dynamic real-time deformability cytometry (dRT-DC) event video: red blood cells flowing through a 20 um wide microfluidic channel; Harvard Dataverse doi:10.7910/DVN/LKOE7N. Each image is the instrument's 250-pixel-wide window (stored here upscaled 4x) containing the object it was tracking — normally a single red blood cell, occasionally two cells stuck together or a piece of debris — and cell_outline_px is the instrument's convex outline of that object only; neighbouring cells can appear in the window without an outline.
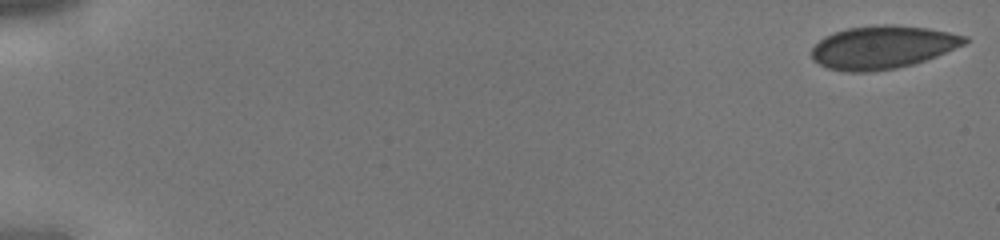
{"species": "human", "species_latin": "Homo sapiens", "temperature_condition": "cold", "stored_images_in_passage": 43, "camera_frame_rate_fps": 3000, "um_per_image_px": 0.085, "donor": {"sex": "male"}, "frame": {"image": 1, "passage_image": 1, "time_ms": 0.0, "image_size_px": [1000, 240], "cell_outline_px": [[968, 40], [964, 44], [936, 56], [912, 64], [896, 68], [872, 72], [848, 72], [828, 68], [812, 60], [812, 48], [824, 36], [848, 28], [876, 24], [892, 24], [928, 28], [968, 36]], "centroid_in_image_um": [75.0, 4.01], "position_along_channel_um": 10.0, "area_um2": 38.26}}
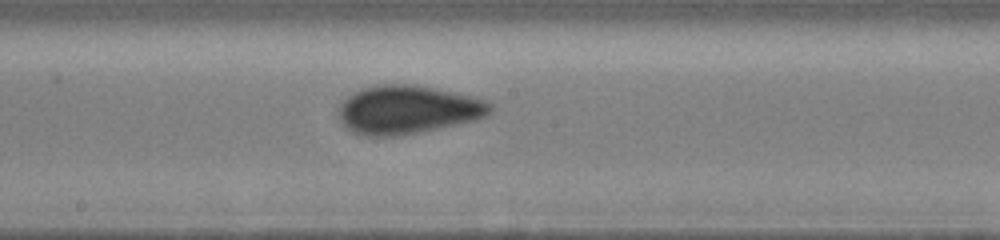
{"frame": {"image": 2, "passage_image": 25, "time_ms": 8.0, "image_size_px": [1000, 240], "cell_outline_px": [[492, 112], [488, 116], [472, 120], [436, 128], [396, 136], [364, 136], [352, 132], [340, 120], [340, 104], [352, 92], [360, 88], [376, 84], [412, 84], [472, 96], [484, 100], [492, 104]], "centroid_in_image_um": [34.62, 9.31], "position_along_channel_um": 213.6, "area_um2": 42.43}}
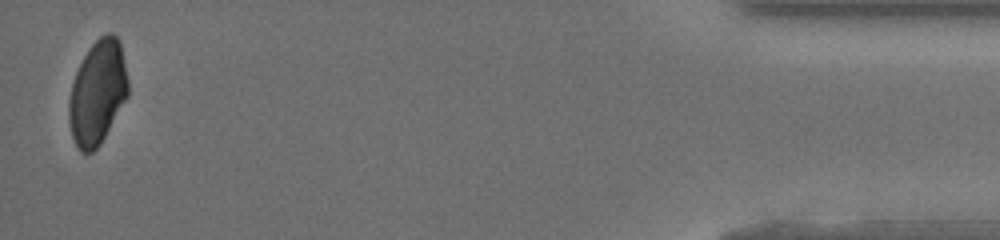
{"frame": {"image": 3, "passage_image": 43, "time_ms": 14.0, "image_size_px": [1000, 240], "cell_outline_px": [[128, 96], [100, 144], [92, 152], [80, 152], [72, 136], [68, 120], [68, 100], [72, 84], [76, 72], [88, 48], [104, 32], [112, 32], [120, 40], [128, 80]], "centroid_in_image_um": [8.29, 7.84], "position_along_channel_um": 426.9, "area_um2": 35.89}}